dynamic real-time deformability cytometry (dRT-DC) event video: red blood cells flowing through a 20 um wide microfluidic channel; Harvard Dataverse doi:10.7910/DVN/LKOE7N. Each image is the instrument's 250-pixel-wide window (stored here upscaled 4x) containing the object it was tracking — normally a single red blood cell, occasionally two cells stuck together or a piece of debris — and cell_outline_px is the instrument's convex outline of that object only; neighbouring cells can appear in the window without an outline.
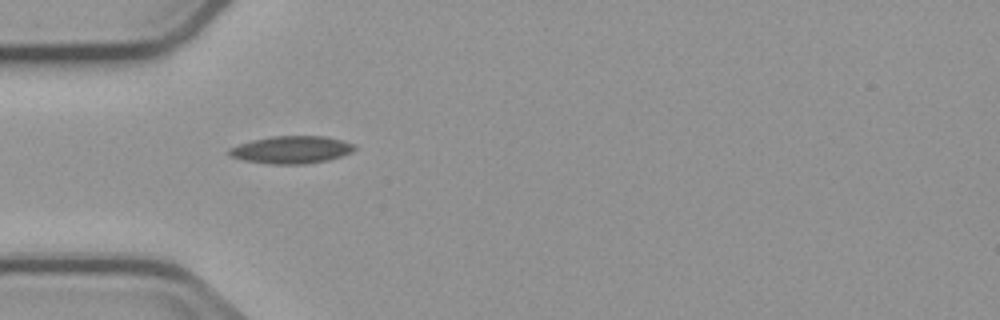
{"species": "common noctule bat (a hibernating species)", "species_latin": "Nyctalus noctula", "temperature_condition": "cold", "stored_images_in_passage": 5, "camera_frame_rate_fps": 3000, "um_per_image_px": 0.085, "animal": {"sex": "male", "body_mass_g": 23.1, "forearm_length_mm": 52.7}, "frame": {"image": 1, "passage_image": 2, "time_ms": 3.0, "image_size_px": [1000, 320], "cell_outline_px": [[356, 148], [352, 152], [328, 160], [304, 164], [272, 164], [244, 160], [232, 156], [228, 152], [228, 148], [252, 140], [272, 136], [324, 136], [344, 140], [352, 144]], "centroid_in_image_um": [24.78, 12.72], "position_along_channel_um": 60.2, "area_um2": 19.94}}
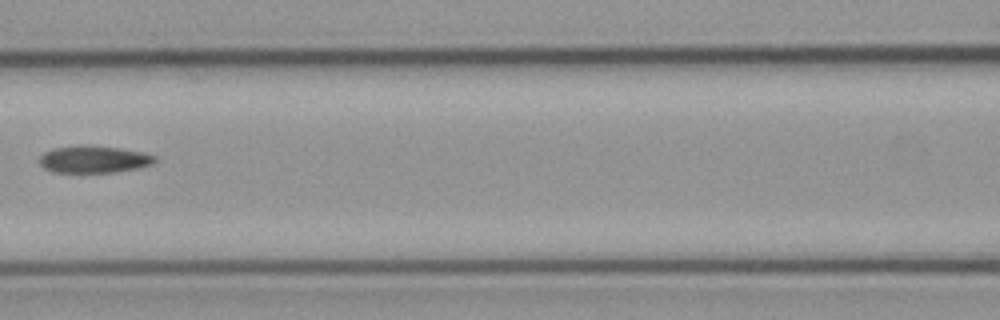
{"frame": {"image": 2, "passage_image": 4, "time_ms": 5.667, "image_size_px": [1000, 320], "cell_outline_px": [[156, 160], [152, 164], [136, 168], [112, 172], [52, 172], [44, 168], [40, 164], [40, 156], [44, 152], [56, 148], [76, 144], [88, 144], [120, 148], [144, 152], [156, 156]], "centroid_in_image_um": [7.96, 13.52], "position_along_channel_um": 158.6, "area_um2": 18.38}}
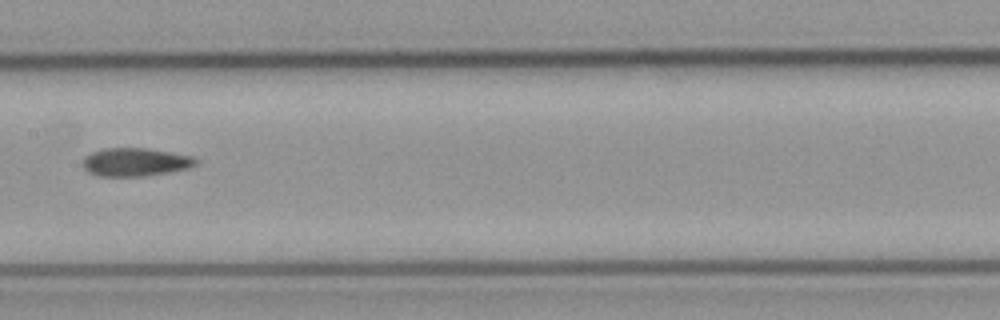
{"frame": {"image": 3, "passage_image": 5, "time_ms": 6.667, "image_size_px": [1000, 320], "cell_outline_px": [[200, 160], [196, 164], [188, 168], [168, 172], [144, 176], [100, 176], [88, 172], [84, 168], [84, 156], [92, 152], [104, 148], [148, 148], [192, 156]], "centroid_in_image_um": [11.51, 13.77], "position_along_channel_um": 195.9, "area_um2": 18.55}}